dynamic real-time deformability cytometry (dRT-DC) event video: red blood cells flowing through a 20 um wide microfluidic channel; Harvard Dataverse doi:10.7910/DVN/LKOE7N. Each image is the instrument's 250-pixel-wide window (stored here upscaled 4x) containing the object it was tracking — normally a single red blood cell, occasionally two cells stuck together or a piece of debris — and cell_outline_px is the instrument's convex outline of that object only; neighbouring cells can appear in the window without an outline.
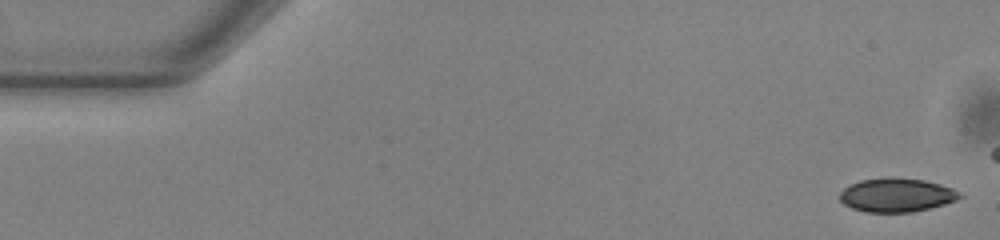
{"species": "common noctule bat (a hibernating species)", "species_latin": "Nyctalus noctula", "temperature_condition": "warm", "stored_images_in_passage": 45, "camera_frame_rate_fps": 3000, "um_per_image_px": 0.085, "animal": {"sex": "male", "body_mass_g": 13.0, "forearm_length_mm": 53.1}, "frame": {"image": 1, "passage_image": 1, "time_ms": 0.0, "image_size_px": [1000, 240], "cell_outline_px": [[964, 196], [956, 200], [944, 204], [912, 212], [868, 212], [852, 208], [844, 204], [840, 200], [840, 192], [848, 184], [860, 180], [884, 176], [896, 176], [924, 180], [940, 184], [952, 188], [960, 192]], "centroid_in_image_um": [76.19, 16.55], "position_along_channel_um": 8.8, "area_um2": 23.93}}
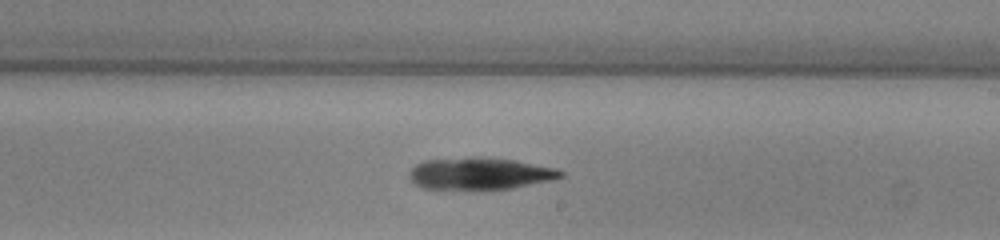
{"frame": {"image": 2, "passage_image": 30, "time_ms": 9.667, "image_size_px": [1000, 240], "cell_outline_px": [[564, 176], [548, 180], [512, 188], [424, 188], [416, 184], [408, 176], [408, 172], [416, 164], [424, 160], [472, 156], [476, 156], [516, 160], [556, 168], [564, 172]], "centroid_in_image_um": [40.77, 14.71], "position_along_channel_um": 248.2, "area_um2": 27.86}}
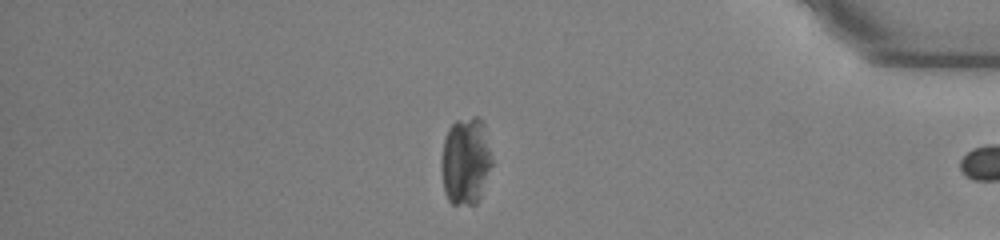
{"frame": {"image": 3, "passage_image": 44, "time_ms": 14.333, "image_size_px": [1000, 240], "cell_outline_px": [[492, 164], [480, 200], [476, 204], [452, 204], [448, 200], [444, 192], [440, 168], [440, 160], [444, 140], [448, 128], [456, 120], [472, 116], [480, 116], [484, 120], [492, 156]], "centroid_in_image_um": [39.59, 13.66], "position_along_channel_um": 395.6, "area_um2": 26.59}, "authors_computed_cell_mechanics": {"area_um2": 27.9752, "velocity_mm_per_s": 3.8771, "shape_relaxation_time_tau1_ms": 1.7812, "shape_relaxation_time_tau2_ms": null, "deformation_change_tau1": 0.0807, "deformation_change_tau2": null}}